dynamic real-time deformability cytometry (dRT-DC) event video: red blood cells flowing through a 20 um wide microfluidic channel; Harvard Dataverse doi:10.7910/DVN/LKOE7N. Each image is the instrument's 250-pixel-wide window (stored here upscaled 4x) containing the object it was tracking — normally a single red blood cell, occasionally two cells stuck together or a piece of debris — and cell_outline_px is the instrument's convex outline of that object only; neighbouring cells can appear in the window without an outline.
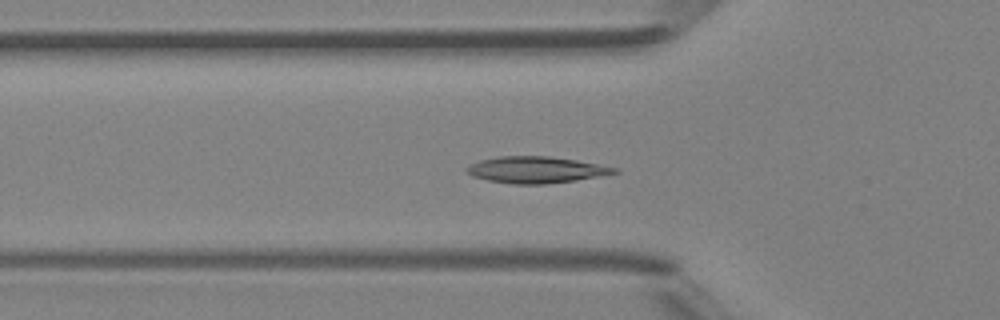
{"species": "Egyptian fruit bat (a non-hibernating species)", "species_latin": "Rousettus aegyptiacus", "temperature_condition": "room temperature", "stored_images_in_passage": 47, "camera_frame_rate_fps": 3000, "um_per_image_px": 0.085, "animal": {"sex": "female"}, "frame": {"image": 1, "passage_image": 16, "time_ms": 5.0, "image_size_px": [1000, 320], "cell_outline_px": [[620, 172], [604, 176], [576, 180], [544, 184], [512, 184], [488, 180], [472, 176], [464, 168], [480, 160], [500, 156], [548, 156], [576, 160], [620, 168]], "centroid_in_image_um": [45.62, 14.43], "position_along_channel_um": 80.2, "area_um2": 22.83}}
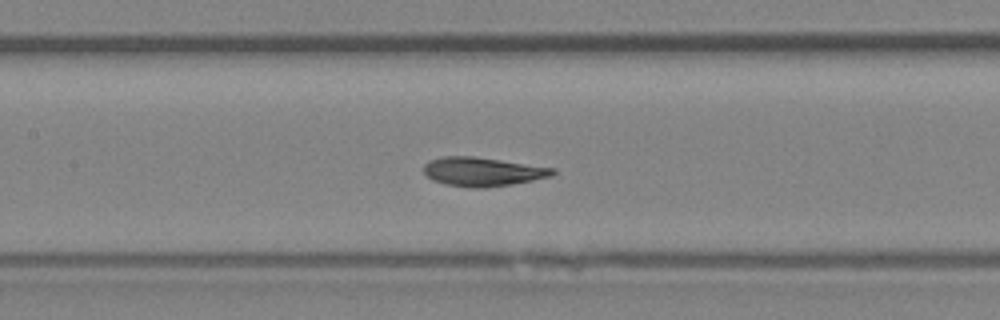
{"frame": {"image": 2, "passage_image": 22, "time_ms": 7.0, "image_size_px": [1000, 320], "cell_outline_px": [[556, 172], [552, 176], [512, 184], [484, 188], [472, 188], [444, 184], [432, 180], [424, 172], [424, 164], [428, 160], [444, 156], [472, 156], [556, 168]], "centroid_in_image_um": [41.01, 14.59], "position_along_channel_um": 166.4, "area_um2": 21.73}}
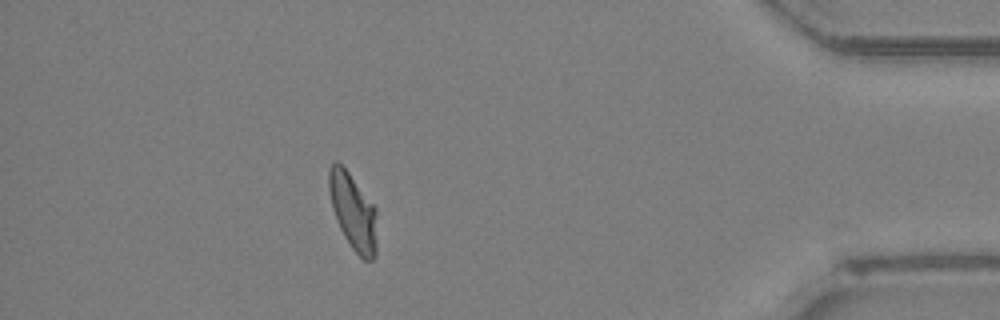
{"frame": {"image": 3, "passage_image": 42, "time_ms": 13.667, "image_size_px": [1000, 320], "cell_outline_px": [[376, 256], [372, 260], [364, 260], [352, 248], [344, 236], [336, 220], [332, 208], [328, 188], [328, 168], [336, 160], [348, 172], [376, 208]], "centroid_in_image_um": [30.0, 17.99], "position_along_channel_um": 405.2, "area_um2": 21.27}, "authors_computed_cell_mechanics": {"area_um2": 21.7328, "velocity_mm_per_s": 4.3201, "shape_relaxation_time_tau1_ms": 4.8703, "shape_relaxation_time_tau2_ms": 1.301, "deformation_change_tau1": 0.1391, "deformation_change_tau2": 0.0568}}